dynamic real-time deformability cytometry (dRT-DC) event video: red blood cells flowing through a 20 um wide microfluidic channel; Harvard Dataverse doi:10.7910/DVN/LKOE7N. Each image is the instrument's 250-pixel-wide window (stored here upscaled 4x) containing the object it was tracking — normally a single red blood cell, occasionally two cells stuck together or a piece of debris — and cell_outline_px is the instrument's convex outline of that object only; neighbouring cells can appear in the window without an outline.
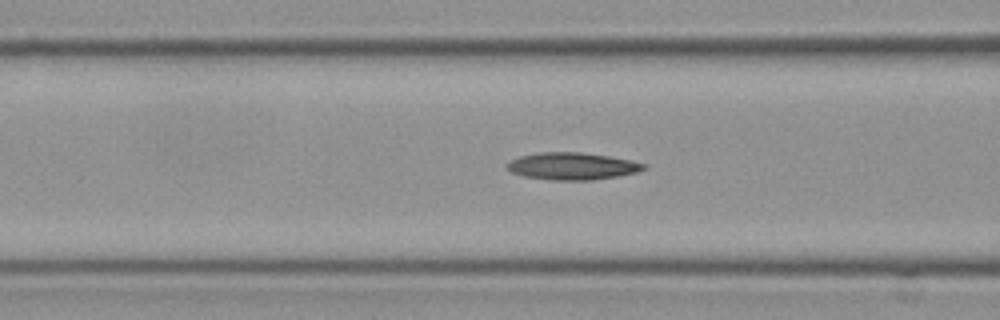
{"species": "Egyptian fruit bat (a non-hibernating species)", "species_latin": "Rousettus aegyptiacus", "temperature_condition": "cold", "stored_images_in_passage": 35, "camera_frame_rate_fps": 3000, "um_per_image_px": 0.085, "frame": {"image": 1, "passage_image": 8, "time_ms": 2.333, "image_size_px": [1000, 320], "cell_outline_px": [[648, 168], [636, 172], [620, 176], [592, 180], [552, 180], [524, 176], [512, 172], [504, 164], [520, 156], [540, 152], [580, 152], [608, 156], [628, 160], [644, 164]], "centroid_in_image_um": [48.63, 14.12], "position_along_channel_um": 118.0, "area_um2": 21.5}}
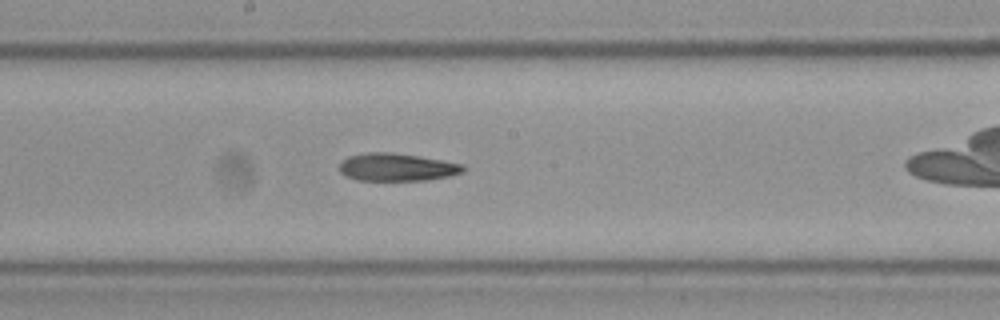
{"frame": {"image": 2, "passage_image": 16, "time_ms": 5.0, "image_size_px": [1000, 320], "cell_outline_px": [[468, 168], [464, 172], [448, 176], [428, 180], [356, 180], [344, 176], [340, 172], [340, 160], [348, 156], [368, 152], [392, 152], [420, 156], [464, 164]], "centroid_in_image_um": [33.74, 14.2], "position_along_channel_um": 214.5, "area_um2": 20.29}}
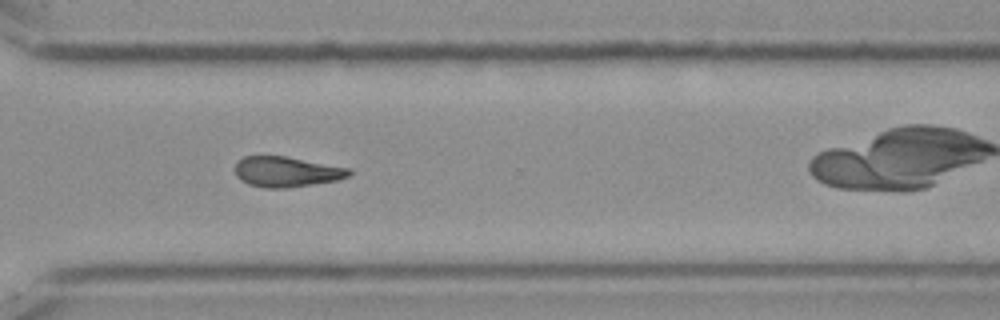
{"frame": {"image": 3, "passage_image": 27, "time_ms": 8.667, "image_size_px": [1000, 320], "cell_outline_px": [[352, 172], [348, 176], [336, 180], [312, 184], [284, 188], [264, 188], [248, 184], [240, 180], [236, 176], [236, 164], [244, 156], [284, 156], [352, 168]], "centroid_in_image_um": [24.36, 14.6], "position_along_channel_um": 346.2, "area_um2": 20.06}}